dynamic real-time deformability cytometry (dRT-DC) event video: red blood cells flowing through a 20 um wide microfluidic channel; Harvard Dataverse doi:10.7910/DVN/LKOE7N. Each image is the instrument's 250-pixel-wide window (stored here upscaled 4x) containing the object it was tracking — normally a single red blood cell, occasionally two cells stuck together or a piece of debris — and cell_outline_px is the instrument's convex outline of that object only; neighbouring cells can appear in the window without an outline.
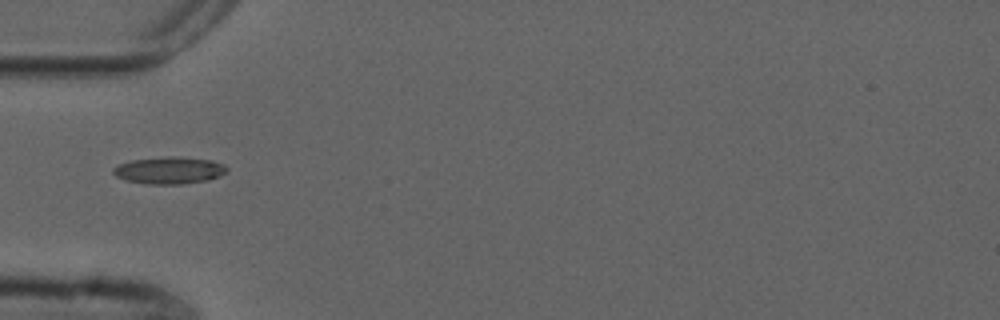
{"species": "common noctule bat (a hibernating species)", "species_latin": "Nyctalus noctula", "temperature_condition": "cold", "stored_images_in_passage": 38, "camera_frame_rate_fps": 3000, "um_per_image_px": 0.085, "animal": {"sex": "male", "forearm_length_mm": 52.5}, "frame": {"image": 1, "passage_image": 1, "time_ms": 0.0, "image_size_px": [1000, 320], "cell_outline_px": [[228, 172], [220, 176], [208, 180], [184, 184], [148, 184], [124, 180], [116, 176], [112, 172], [112, 168], [116, 164], [132, 160], [168, 156], [180, 156], [212, 160], [224, 164], [228, 168]], "centroid_in_image_um": [14.39, 14.47], "position_along_channel_um": 70.6, "area_um2": 18.26}}
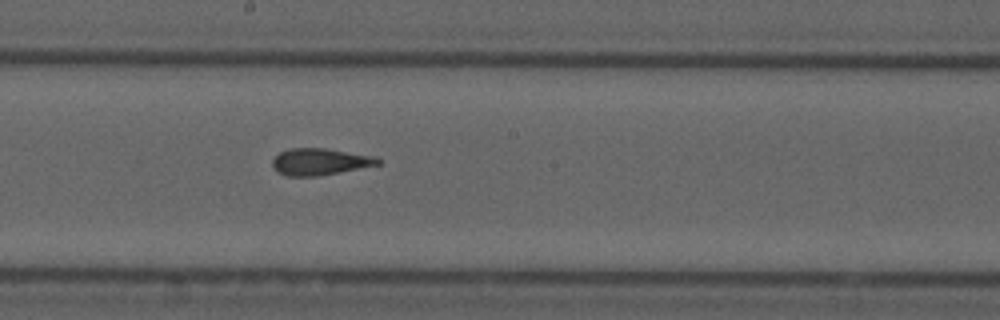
{"frame": {"image": 2, "passage_image": 13, "time_ms": 4.0, "image_size_px": [1000, 320], "cell_outline_px": [[380, 164], [340, 172], [316, 176], [288, 176], [276, 172], [272, 164], [272, 160], [280, 152], [288, 148], [324, 148], [376, 156], [380, 160]], "centroid_in_image_um": [27.17, 13.74], "position_along_channel_um": 221.0, "area_um2": 16.42}}
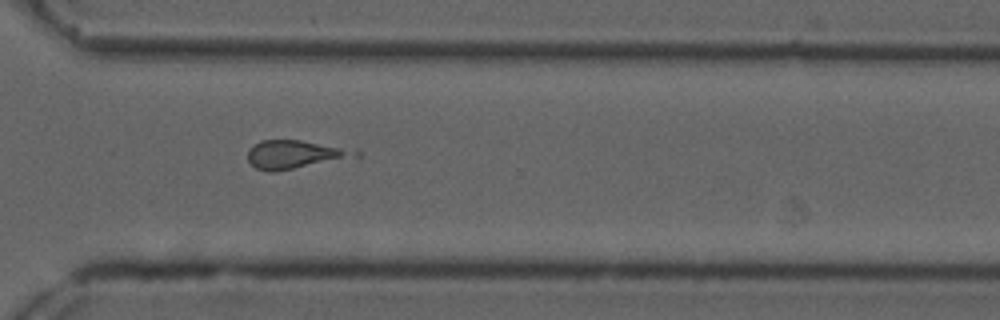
{"frame": {"image": 3, "passage_image": 23, "time_ms": 7.333, "image_size_px": [1000, 320], "cell_outline_px": [[344, 152], [340, 156], [292, 168], [272, 172], [268, 172], [256, 168], [248, 160], [248, 148], [260, 140], [300, 140], [336, 148]], "centroid_in_image_um": [24.5, 13.11], "position_along_channel_um": 346.1, "area_um2": 15.32}, "authors_computed_cell_mechanics": {"area_um2": 17.2244, "velocity_mm_per_s": 3.7346, "shape_relaxation_time_tau1_ms": null, "shape_relaxation_time_tau2_ms": 1.751, "deformation_change_tau1": null, "deformation_change_tau2": 0.0913}}